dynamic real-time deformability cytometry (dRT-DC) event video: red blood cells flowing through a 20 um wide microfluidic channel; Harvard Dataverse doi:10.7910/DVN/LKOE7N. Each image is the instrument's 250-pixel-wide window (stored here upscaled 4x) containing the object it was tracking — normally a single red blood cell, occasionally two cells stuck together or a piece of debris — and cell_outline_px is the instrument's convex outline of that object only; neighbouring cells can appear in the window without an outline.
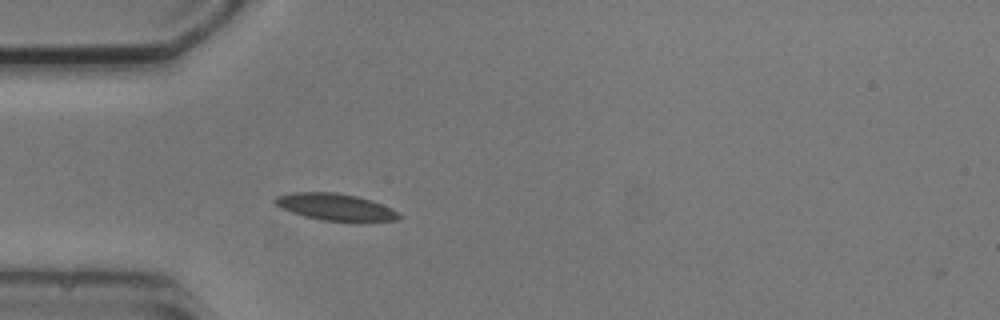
{"species": "common noctule bat (a hibernating species)", "species_latin": "Nyctalus noctula", "temperature_condition": "cold", "stored_images_in_passage": 3, "camera_frame_rate_fps": 3000, "um_per_image_px": 0.085, "animal": {"sex": "male", "body_mass_g": 20.5, "forearm_length_mm": 52.5}, "frame": {"image": 1, "passage_image": 3, "time_ms": 3.0, "image_size_px": [1000, 320], "cell_outline_px": [[404, 216], [400, 220], [360, 224], [356, 224], [320, 220], [304, 216], [280, 208], [272, 200], [276, 196], [292, 192], [336, 192], [356, 196], [372, 200], [392, 208], [400, 212]], "centroid_in_image_um": [28.63, 17.65], "position_along_channel_um": 56.4, "area_um2": 20.52}}